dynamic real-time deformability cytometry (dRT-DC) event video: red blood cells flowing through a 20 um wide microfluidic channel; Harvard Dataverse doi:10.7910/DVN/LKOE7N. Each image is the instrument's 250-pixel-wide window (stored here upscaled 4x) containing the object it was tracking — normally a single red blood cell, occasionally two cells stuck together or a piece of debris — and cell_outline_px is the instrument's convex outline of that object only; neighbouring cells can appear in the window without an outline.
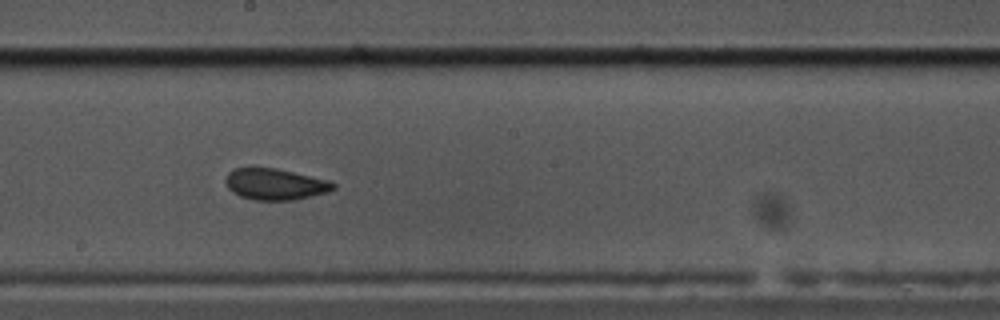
{"species": "common noctule bat (a hibernating species)", "species_latin": "Nyctalus noctula", "temperature_condition": "cold", "stored_images_in_passage": 25, "camera_frame_rate_fps": 3000, "um_per_image_px": 0.085, "animal": {"sex": "male", "body_mass_g": 17.5, "forearm_length_mm": 52.3}, "frame": {"image": 1, "passage_image": 18, "time_ms": 5.667, "image_size_px": [1000, 320], "cell_outline_px": [[336, 188], [328, 192], [312, 196], [292, 200], [256, 200], [240, 196], [232, 192], [228, 188], [224, 180], [228, 172], [236, 168], [252, 164], [276, 168], [328, 180], [336, 184]], "centroid_in_image_um": [23.33, 15.62], "position_along_channel_um": 224.9, "area_um2": 20.17}}